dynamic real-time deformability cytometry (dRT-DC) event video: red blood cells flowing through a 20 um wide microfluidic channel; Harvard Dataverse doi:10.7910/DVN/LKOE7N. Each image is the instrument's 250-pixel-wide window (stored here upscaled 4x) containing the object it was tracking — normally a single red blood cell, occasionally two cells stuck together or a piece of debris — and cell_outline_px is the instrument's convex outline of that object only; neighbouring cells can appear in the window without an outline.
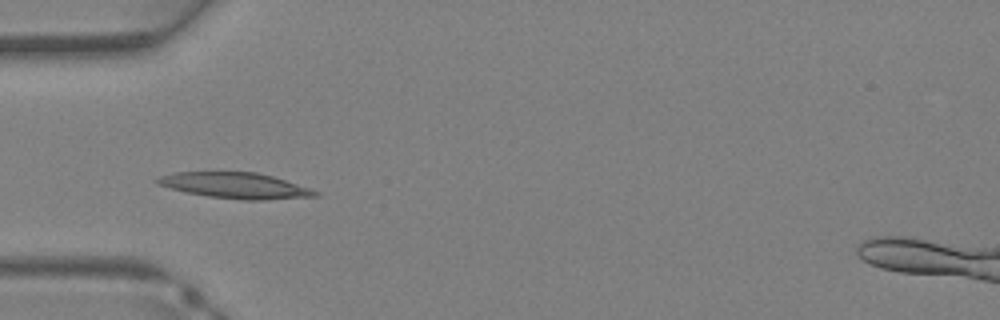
{"species": "Egyptian fruit bat (a non-hibernating species)", "species_latin": "Rousettus aegyptiacus", "temperature_condition": "warm", "stored_images_in_passage": 31, "camera_frame_rate_fps": 3000, "um_per_image_px": 0.085, "animal": {"sex": "female"}, "frame": {"image": 1, "passage_image": 6, "time_ms": 1.667, "image_size_px": [1000, 320], "cell_outline_px": [[320, 196], [260, 200], [244, 200], [208, 196], [188, 192], [156, 184], [152, 180], [160, 176], [176, 172], [256, 172], [272, 176], [320, 192]], "centroid_in_image_um": [19.98, 15.77], "position_along_channel_um": 65.0, "area_um2": 23.47}}
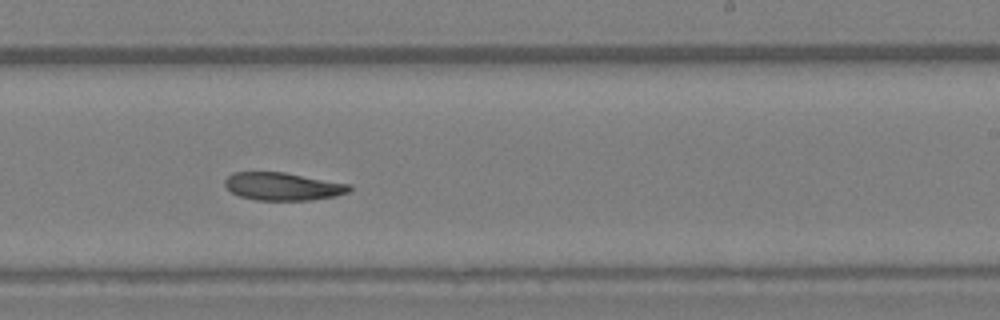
{"frame": {"image": 2, "passage_image": 17, "time_ms": 5.333, "image_size_px": [1000, 320], "cell_outline_px": [[352, 188], [348, 192], [336, 196], [308, 200], [256, 200], [240, 196], [232, 192], [224, 184], [224, 180], [232, 172], [284, 172], [352, 184]], "centroid_in_image_um": [24.06, 15.84], "position_along_channel_um": 264.9, "area_um2": 20.23}}
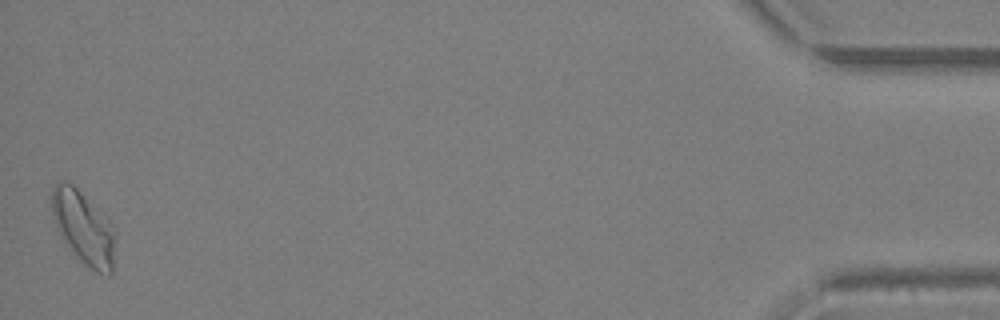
{"frame": {"image": 3, "passage_image": 31, "time_ms": 10.0, "image_size_px": [1000, 320], "cell_outline_px": [[116, 240], [112, 276], [108, 276], [96, 272], [84, 264], [76, 256], [64, 240], [52, 220], [52, 188], [60, 180], [64, 180], [72, 184], [108, 220], [112, 228]], "centroid_in_image_um": [7.1, 19.4], "position_along_channel_um": 428.1, "area_um2": 26.76}}